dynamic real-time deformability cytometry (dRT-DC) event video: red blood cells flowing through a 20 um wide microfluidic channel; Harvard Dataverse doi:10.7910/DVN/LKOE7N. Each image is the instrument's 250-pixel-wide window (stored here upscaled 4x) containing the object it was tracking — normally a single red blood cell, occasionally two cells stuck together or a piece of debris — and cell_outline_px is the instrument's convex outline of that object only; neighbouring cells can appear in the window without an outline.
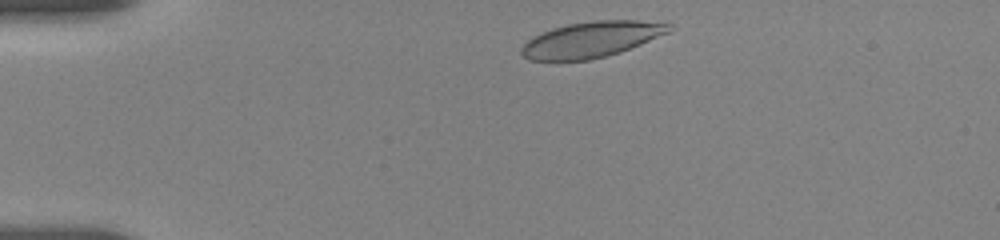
{"species": "human", "species_latin": "Homo sapiens", "temperature_condition": "room temperature", "stored_images_in_passage": 7, "camera_frame_rate_fps": 3000, "um_per_image_px": 0.085, "donor": {"sex": "female"}, "frame": {"image": 1, "passage_image": 1, "time_ms": 0.0, "image_size_px": [1000, 240], "cell_outline_px": [[672, 28], [668, 32], [640, 44], [620, 52], [588, 60], [528, 60], [520, 52], [520, 48], [532, 36], [552, 28], [568, 24], [592, 20], [636, 20], [672, 24]], "centroid_in_image_um": [50.23, 3.35], "position_along_channel_um": 34.8, "area_um2": 30.52}}
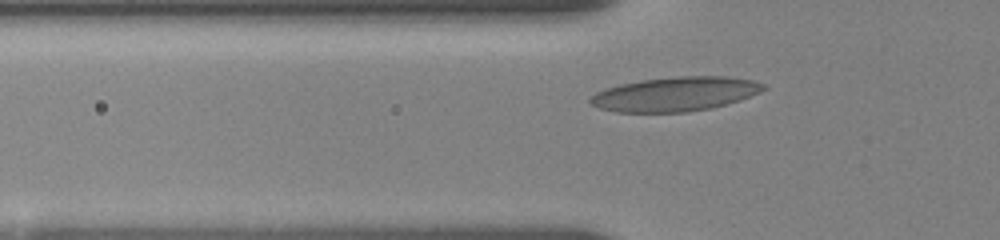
{"frame": {"image": 2, "passage_image": 5, "time_ms": 2.333, "image_size_px": [1000, 240], "cell_outline_px": [[768, 88], [760, 92], [740, 100], [712, 108], [688, 112], [616, 112], [600, 108], [592, 104], [588, 100], [588, 96], [596, 92], [620, 84], [640, 80], [680, 76], [728, 76], [752, 80], [768, 84]], "centroid_in_image_um": [57.43, 7.99], "position_along_channel_um": 68.4, "area_um2": 34.8}}